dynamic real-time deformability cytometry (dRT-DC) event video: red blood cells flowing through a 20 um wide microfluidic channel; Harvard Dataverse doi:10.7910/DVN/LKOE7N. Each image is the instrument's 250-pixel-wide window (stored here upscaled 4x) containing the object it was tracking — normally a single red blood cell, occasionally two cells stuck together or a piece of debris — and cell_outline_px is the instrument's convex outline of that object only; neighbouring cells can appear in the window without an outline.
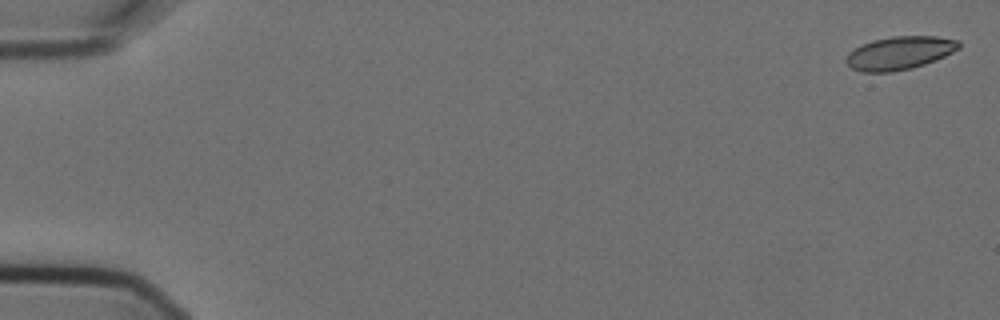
{"species": "Egyptian fruit bat (a non-hibernating species)", "species_latin": "Rousettus aegyptiacus", "temperature_condition": "cold", "stored_images_in_passage": 6, "camera_frame_rate_fps": 3000, "um_per_image_px": 0.085, "animal": {"sex": "female"}, "frame": {"image": 1, "passage_image": 1, "time_ms": 0.0, "image_size_px": [1000, 320], "cell_outline_px": [[960, 48], [936, 60], [912, 68], [892, 72], [860, 72], [852, 68], [844, 60], [848, 52], [860, 44], [872, 40], [892, 36], [936, 36], [960, 40]], "centroid_in_image_um": [76.44, 4.5], "position_along_channel_um": 8.6, "area_um2": 22.02}}
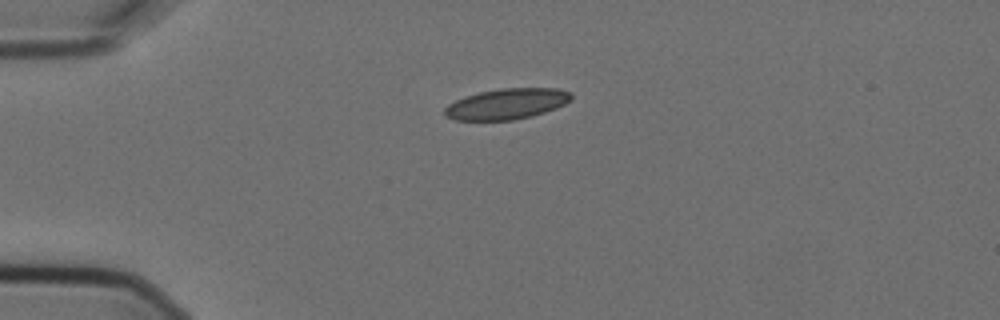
{"frame": {"image": 2, "passage_image": 4, "time_ms": 1.0, "image_size_px": [1000, 320], "cell_outline_px": [[572, 100], [556, 108], [532, 116], [512, 120], [456, 120], [444, 116], [444, 108], [448, 104], [464, 96], [480, 92], [500, 88], [556, 88], [572, 92]], "centroid_in_image_um": [43.07, 8.83], "position_along_channel_um": 41.9, "area_um2": 22.77}}